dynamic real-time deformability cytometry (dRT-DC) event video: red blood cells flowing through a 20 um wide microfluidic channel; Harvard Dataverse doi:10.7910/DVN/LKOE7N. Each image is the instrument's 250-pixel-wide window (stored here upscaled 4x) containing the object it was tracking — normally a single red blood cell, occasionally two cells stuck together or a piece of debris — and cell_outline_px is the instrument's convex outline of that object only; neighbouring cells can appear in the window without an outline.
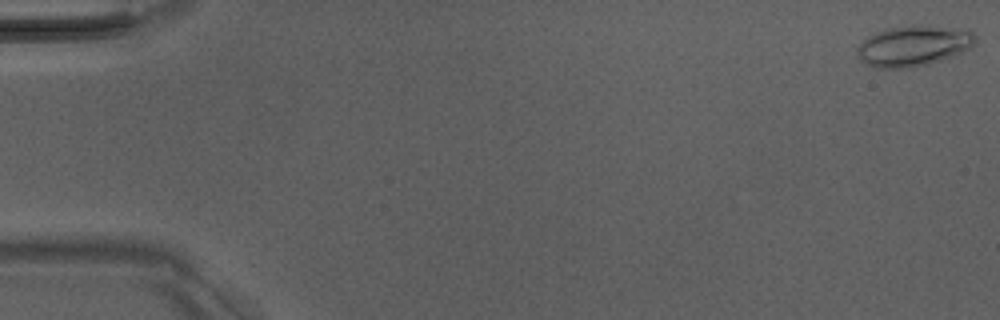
{"species": "Egyptian fruit bat (a non-hibernating species)", "species_latin": "Rousettus aegyptiacus", "temperature_condition": "room temperature", "stored_images_in_passage": 9, "camera_frame_rate_fps": 3000, "um_per_image_px": 0.085, "animal": {"sex": "male"}, "frame": {"image": 1, "passage_image": 1, "time_ms": 0.0, "image_size_px": [1000, 320], "cell_outline_px": [[976, 40], [972, 48], [952, 56], [928, 64], [912, 68], [872, 68], [860, 60], [860, 44], [868, 36], [876, 32], [888, 28], [912, 24], [968, 28], [976, 36]], "centroid_in_image_um": [77.71, 3.88], "position_along_channel_um": 7.3, "area_um2": 28.26}}